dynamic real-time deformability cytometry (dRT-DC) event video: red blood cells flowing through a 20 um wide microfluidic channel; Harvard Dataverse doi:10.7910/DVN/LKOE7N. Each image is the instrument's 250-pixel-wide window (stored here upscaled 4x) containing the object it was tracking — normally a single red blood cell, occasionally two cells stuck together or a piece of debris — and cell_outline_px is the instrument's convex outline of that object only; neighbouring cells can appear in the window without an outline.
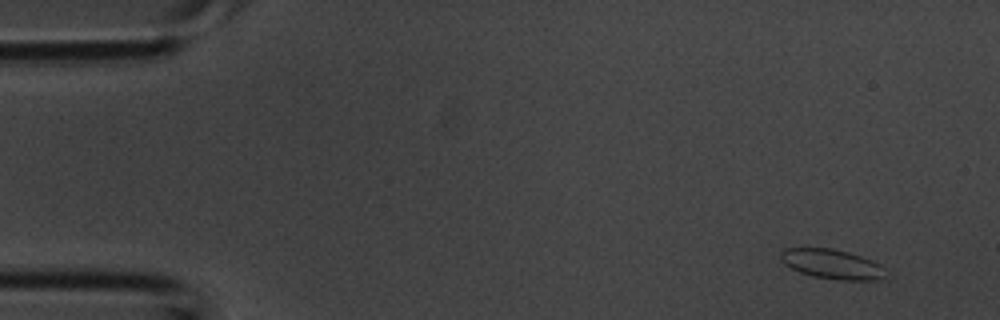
{"species": "common noctule bat (a hibernating species)", "species_latin": "Nyctalus noctula", "temperature_condition": "room temperature", "stored_images_in_passage": 3, "camera_frame_rate_fps": 3000, "um_per_image_px": 0.085, "animal": {"sex": "male", "body_mass_g": 20.1, "forearm_length_mm": 53.5}, "frame": {"image": 1, "passage_image": 1, "time_ms": 0.0, "image_size_px": [1000, 320], "cell_outline_px": [[884, 276], [880, 280], [836, 280], [812, 276], [800, 272], [784, 264], [780, 260], [780, 252], [784, 248], [832, 248], [848, 252], [872, 260], [880, 264], [884, 268]], "centroid_in_image_um": [70.7, 22.45], "position_along_channel_um": 14.3, "area_um2": 18.21}}
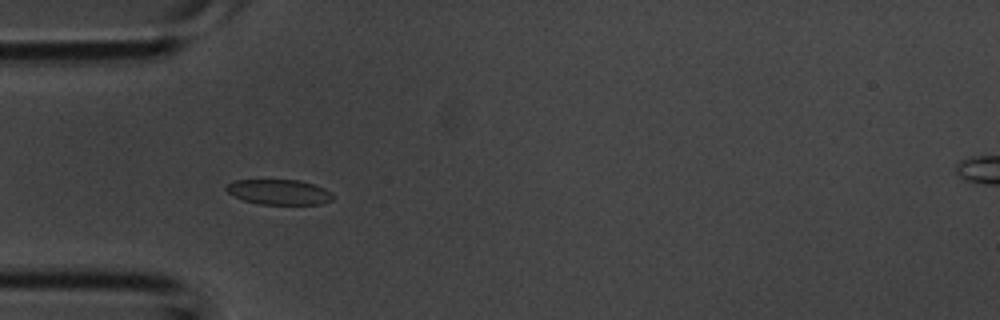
{"frame": {"image": 2, "passage_image": 3, "time_ms": 0.667, "image_size_px": [1000, 320], "cell_outline_px": [[336, 196], [332, 200], [320, 204], [260, 204], [244, 200], [232, 196], [224, 188], [228, 184], [236, 180], [300, 180], [324, 188], [332, 192]], "centroid_in_image_um": [23.74, 16.32], "position_along_channel_um": 61.3, "area_um2": 15.66}}